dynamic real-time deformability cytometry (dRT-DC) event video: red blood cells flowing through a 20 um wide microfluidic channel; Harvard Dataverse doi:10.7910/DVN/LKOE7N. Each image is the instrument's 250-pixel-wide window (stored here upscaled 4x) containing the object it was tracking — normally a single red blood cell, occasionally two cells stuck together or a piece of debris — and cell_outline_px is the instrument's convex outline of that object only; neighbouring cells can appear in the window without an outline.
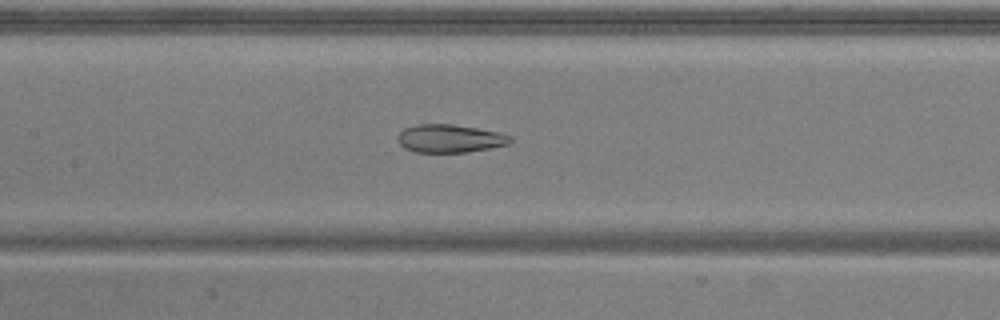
{"species": "common noctule bat (a hibernating species)", "species_latin": "Nyctalus noctula", "temperature_condition": "warm", "stored_images_in_passage": 48, "camera_frame_rate_fps": 3000, "um_per_image_px": 0.085, "animal": {"sex": "male", "body_mass_g": 20.5, "forearm_length_mm": 52.5}, "frame": {"image": 1, "passage_image": 19, "time_ms": 6.0, "image_size_px": [1000, 320], "cell_outline_px": [[512, 140], [508, 144], [468, 152], [416, 152], [404, 148], [400, 144], [396, 136], [404, 128], [416, 124], [452, 124], [500, 132], [512, 136]], "centroid_in_image_um": [38.22, 11.77], "position_along_channel_um": 169.2, "area_um2": 18.44}}
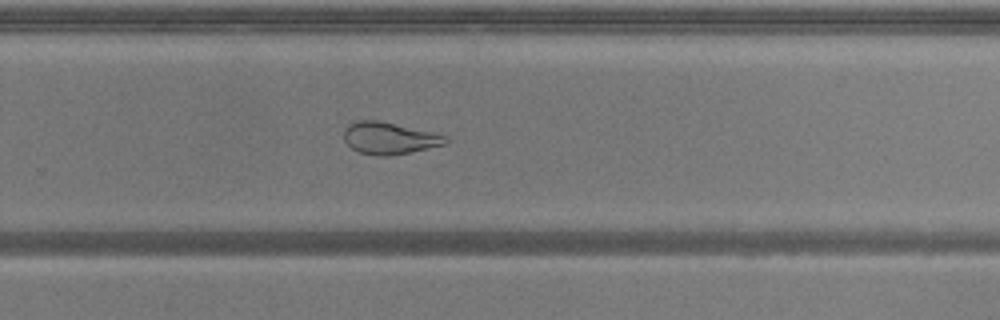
{"frame": {"image": 2, "passage_image": 29, "time_ms": 9.333, "image_size_px": [1000, 320], "cell_outline_px": [[448, 140], [444, 144], [428, 148], [388, 156], [376, 156], [360, 152], [352, 148], [344, 140], [344, 128], [348, 124], [360, 120], [380, 120], [432, 132], [448, 136]], "centroid_in_image_um": [33.07, 11.73], "position_along_channel_um": 296.7, "area_um2": 18.84}}
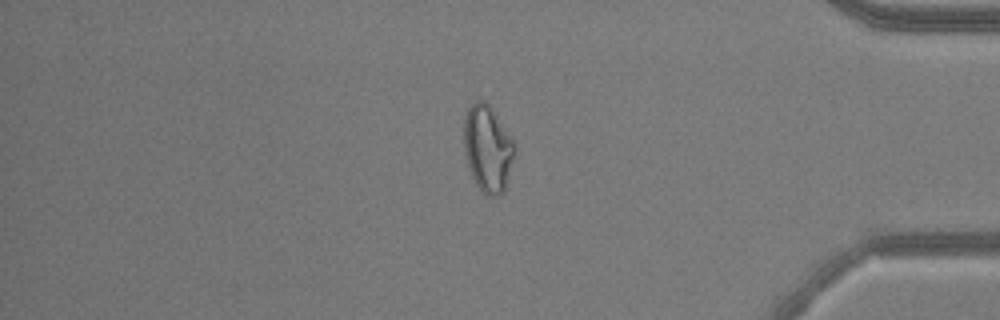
{"frame": {"image": 3, "passage_image": 39, "time_ms": 12.667, "image_size_px": [1000, 320], "cell_outline_px": [[516, 148], [504, 192], [500, 196], [488, 196], [480, 192], [472, 176], [464, 152], [464, 120], [468, 108], [476, 100], [484, 100], [488, 104], [512, 136], [516, 144]], "centroid_in_image_um": [41.47, 12.65], "position_along_channel_um": 393.7, "area_um2": 25.78}, "authors_computed_cell_mechanics": {"area_um2": 24.8829, "velocity_mm_per_s": 3.8329, "shape_relaxation_time_tau1_ms": null, "shape_relaxation_time_tau2_ms": 1.4216, "deformation_change_tau1": null, "deformation_change_tau2": 0.0897}}